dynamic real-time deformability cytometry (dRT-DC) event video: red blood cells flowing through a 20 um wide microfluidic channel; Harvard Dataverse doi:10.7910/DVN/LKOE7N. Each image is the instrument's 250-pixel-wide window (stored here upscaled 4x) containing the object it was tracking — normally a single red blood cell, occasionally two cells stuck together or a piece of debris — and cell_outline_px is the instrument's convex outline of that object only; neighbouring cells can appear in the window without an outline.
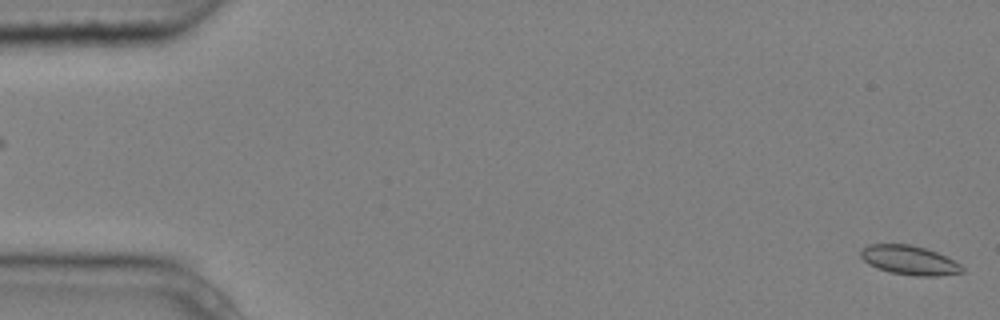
{"species": "common noctule bat (a hibernating species)", "species_latin": "Nyctalus noctula", "temperature_condition": "cold", "stored_images_in_passage": 5, "segment_of_instrument_passage": [1, 2], "camera_frame_rate_fps": 3000, "um_per_image_px": 0.085, "animal": {"sex": "male", "body_mass_g": 20.4}, "frame": {"image": 1, "passage_image": 1, "time_ms": 0.0, "image_size_px": [1000, 320], "cell_outline_px": [[964, 272], [940, 276], [916, 276], [888, 272], [876, 268], [868, 264], [860, 256], [860, 252], [868, 244], [912, 244], [936, 252], [960, 264], [964, 268]], "centroid_in_image_um": [77.28, 22.12], "position_along_channel_um": 7.7, "area_um2": 17.28}}